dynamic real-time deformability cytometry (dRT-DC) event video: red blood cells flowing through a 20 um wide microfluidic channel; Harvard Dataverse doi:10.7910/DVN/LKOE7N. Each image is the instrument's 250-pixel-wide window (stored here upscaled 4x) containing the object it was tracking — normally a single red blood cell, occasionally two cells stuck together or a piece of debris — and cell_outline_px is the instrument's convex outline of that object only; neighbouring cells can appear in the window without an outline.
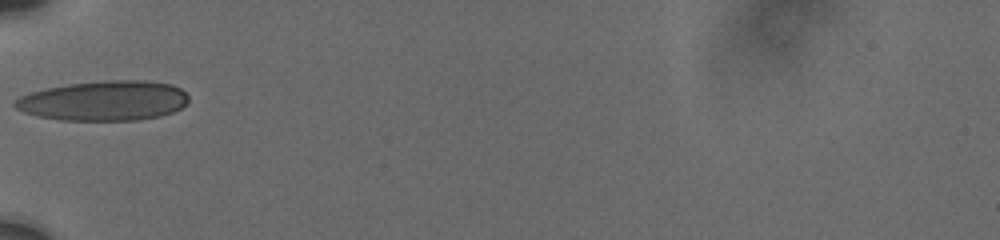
{"species": "human", "species_latin": "Homo sapiens", "temperature_condition": "cold", "stored_images_in_passage": 8, "camera_frame_rate_fps": 3000, "um_per_image_px": 0.085, "donor": {"sex": "male"}, "frame": {"image": 1, "passage_image": 1, "time_ms": 0.0, "image_size_px": [1000, 240], "cell_outline_px": [[188, 100], [180, 108], [172, 112], [160, 116], [136, 120], [60, 120], [36, 116], [24, 112], [16, 108], [12, 104], [12, 100], [20, 96], [44, 88], [68, 84], [108, 80], [144, 80], [172, 84], [180, 88], [188, 96]], "centroid_in_image_um": [8.8, 8.56], "position_along_channel_um": 76.2, "area_um2": 40.46}}
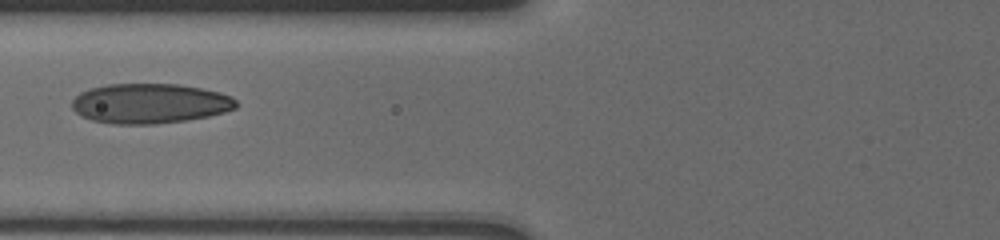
{"frame": {"image": 2, "passage_image": 3, "time_ms": 1.0, "image_size_px": [1000, 240], "cell_outline_px": [[240, 104], [236, 108], [224, 112], [208, 116], [184, 120], [152, 124], [116, 124], [92, 120], [80, 116], [72, 108], [72, 100], [80, 92], [88, 88], [108, 84], [180, 84], [220, 92], [232, 96]], "centroid_in_image_um": [12.73, 8.78], "position_along_channel_um": 113.1, "area_um2": 38.32}}
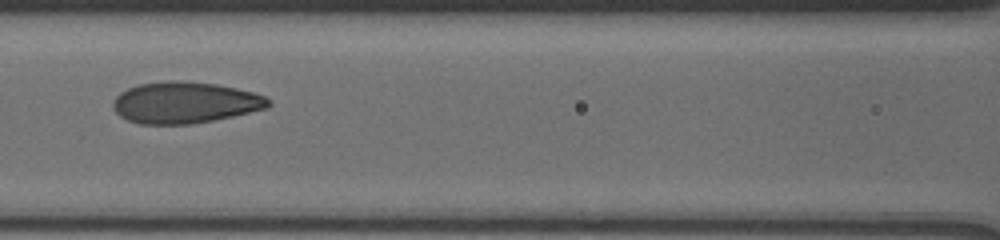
{"frame": {"image": 3, "passage_image": 6, "time_ms": 2.0, "image_size_px": [1000, 240], "cell_outline_px": [[272, 104], [268, 108], [232, 116], [192, 124], [140, 124], [128, 120], [120, 116], [112, 108], [112, 100], [120, 92], [128, 88], [140, 84], [168, 80], [180, 80], [216, 84], [236, 88], [252, 92], [264, 96]], "centroid_in_image_um": [15.69, 8.72], "position_along_channel_um": 150.9, "area_um2": 37.51}}